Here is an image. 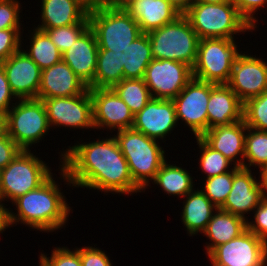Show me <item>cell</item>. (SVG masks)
Segmentation results:
<instances>
[{"mask_svg": "<svg viewBox=\"0 0 267 266\" xmlns=\"http://www.w3.org/2000/svg\"><path fill=\"white\" fill-rule=\"evenodd\" d=\"M6 133V113L0 111V136Z\"/></svg>", "mask_w": 267, "mask_h": 266, "instance_id": "obj_48", "label": "cell"}, {"mask_svg": "<svg viewBox=\"0 0 267 266\" xmlns=\"http://www.w3.org/2000/svg\"><path fill=\"white\" fill-rule=\"evenodd\" d=\"M82 266H112L110 259L97 247H84L78 249Z\"/></svg>", "mask_w": 267, "mask_h": 266, "instance_id": "obj_41", "label": "cell"}, {"mask_svg": "<svg viewBox=\"0 0 267 266\" xmlns=\"http://www.w3.org/2000/svg\"><path fill=\"white\" fill-rule=\"evenodd\" d=\"M31 150H21L19 154L2 169L0 200L7 198L12 204L19 196L37 189L51 175L50 168Z\"/></svg>", "mask_w": 267, "mask_h": 266, "instance_id": "obj_7", "label": "cell"}, {"mask_svg": "<svg viewBox=\"0 0 267 266\" xmlns=\"http://www.w3.org/2000/svg\"><path fill=\"white\" fill-rule=\"evenodd\" d=\"M20 3L17 0H0V30L21 29Z\"/></svg>", "mask_w": 267, "mask_h": 266, "instance_id": "obj_38", "label": "cell"}, {"mask_svg": "<svg viewBox=\"0 0 267 266\" xmlns=\"http://www.w3.org/2000/svg\"><path fill=\"white\" fill-rule=\"evenodd\" d=\"M42 24L37 29H49L82 22L89 7L82 0H42Z\"/></svg>", "mask_w": 267, "mask_h": 266, "instance_id": "obj_23", "label": "cell"}, {"mask_svg": "<svg viewBox=\"0 0 267 266\" xmlns=\"http://www.w3.org/2000/svg\"><path fill=\"white\" fill-rule=\"evenodd\" d=\"M89 27V17L87 16L82 22L74 25L39 30L45 31L63 54Z\"/></svg>", "mask_w": 267, "mask_h": 266, "instance_id": "obj_35", "label": "cell"}, {"mask_svg": "<svg viewBox=\"0 0 267 266\" xmlns=\"http://www.w3.org/2000/svg\"><path fill=\"white\" fill-rule=\"evenodd\" d=\"M244 103L227 84H216L207 105L208 129L243 120Z\"/></svg>", "mask_w": 267, "mask_h": 266, "instance_id": "obj_22", "label": "cell"}, {"mask_svg": "<svg viewBox=\"0 0 267 266\" xmlns=\"http://www.w3.org/2000/svg\"><path fill=\"white\" fill-rule=\"evenodd\" d=\"M40 266H45L41 261L39 262Z\"/></svg>", "mask_w": 267, "mask_h": 266, "instance_id": "obj_53", "label": "cell"}, {"mask_svg": "<svg viewBox=\"0 0 267 266\" xmlns=\"http://www.w3.org/2000/svg\"><path fill=\"white\" fill-rule=\"evenodd\" d=\"M216 213V214H215ZM203 232L212 243L206 246L207 255L217 246L238 237L247 229V219L220 208L215 210Z\"/></svg>", "mask_w": 267, "mask_h": 266, "instance_id": "obj_26", "label": "cell"}, {"mask_svg": "<svg viewBox=\"0 0 267 266\" xmlns=\"http://www.w3.org/2000/svg\"><path fill=\"white\" fill-rule=\"evenodd\" d=\"M122 79H124L123 68H119V62L114 52L98 49L93 88H113Z\"/></svg>", "mask_w": 267, "mask_h": 266, "instance_id": "obj_30", "label": "cell"}, {"mask_svg": "<svg viewBox=\"0 0 267 266\" xmlns=\"http://www.w3.org/2000/svg\"><path fill=\"white\" fill-rule=\"evenodd\" d=\"M208 257L212 266H266L267 243L246 229L238 237L215 247Z\"/></svg>", "mask_w": 267, "mask_h": 266, "instance_id": "obj_10", "label": "cell"}, {"mask_svg": "<svg viewBox=\"0 0 267 266\" xmlns=\"http://www.w3.org/2000/svg\"><path fill=\"white\" fill-rule=\"evenodd\" d=\"M0 65L16 99H38L42 70L22 48Z\"/></svg>", "mask_w": 267, "mask_h": 266, "instance_id": "obj_16", "label": "cell"}, {"mask_svg": "<svg viewBox=\"0 0 267 266\" xmlns=\"http://www.w3.org/2000/svg\"><path fill=\"white\" fill-rule=\"evenodd\" d=\"M177 116L172 100L151 98L147 105L134 115L132 129L149 138H166L177 125Z\"/></svg>", "mask_w": 267, "mask_h": 266, "instance_id": "obj_17", "label": "cell"}, {"mask_svg": "<svg viewBox=\"0 0 267 266\" xmlns=\"http://www.w3.org/2000/svg\"><path fill=\"white\" fill-rule=\"evenodd\" d=\"M153 59H168L195 65L199 37L189 20L180 15L175 21L147 33Z\"/></svg>", "mask_w": 267, "mask_h": 266, "instance_id": "obj_5", "label": "cell"}, {"mask_svg": "<svg viewBox=\"0 0 267 266\" xmlns=\"http://www.w3.org/2000/svg\"><path fill=\"white\" fill-rule=\"evenodd\" d=\"M265 197L262 179L257 181L250 169L240 168L233 176L231 191L220 209L246 218L244 214L254 211Z\"/></svg>", "mask_w": 267, "mask_h": 266, "instance_id": "obj_18", "label": "cell"}, {"mask_svg": "<svg viewBox=\"0 0 267 266\" xmlns=\"http://www.w3.org/2000/svg\"><path fill=\"white\" fill-rule=\"evenodd\" d=\"M245 103L267 90V63L261 58L239 54L226 83Z\"/></svg>", "mask_w": 267, "mask_h": 266, "instance_id": "obj_14", "label": "cell"}, {"mask_svg": "<svg viewBox=\"0 0 267 266\" xmlns=\"http://www.w3.org/2000/svg\"><path fill=\"white\" fill-rule=\"evenodd\" d=\"M136 1L139 0H101V3L110 9L127 10Z\"/></svg>", "mask_w": 267, "mask_h": 266, "instance_id": "obj_45", "label": "cell"}, {"mask_svg": "<svg viewBox=\"0 0 267 266\" xmlns=\"http://www.w3.org/2000/svg\"><path fill=\"white\" fill-rule=\"evenodd\" d=\"M153 182L159 185L165 193L179 195L182 198L194 190L190 173L181 166L168 164L167 161L161 165Z\"/></svg>", "mask_w": 267, "mask_h": 266, "instance_id": "obj_28", "label": "cell"}, {"mask_svg": "<svg viewBox=\"0 0 267 266\" xmlns=\"http://www.w3.org/2000/svg\"><path fill=\"white\" fill-rule=\"evenodd\" d=\"M88 17L98 49L127 48L142 34L137 21L126 10L110 9L101 2L89 8Z\"/></svg>", "mask_w": 267, "mask_h": 266, "instance_id": "obj_6", "label": "cell"}, {"mask_svg": "<svg viewBox=\"0 0 267 266\" xmlns=\"http://www.w3.org/2000/svg\"><path fill=\"white\" fill-rule=\"evenodd\" d=\"M61 175L74 187L121 194L142 189L133 181L126 158L114 137L79 143L61 154Z\"/></svg>", "mask_w": 267, "mask_h": 266, "instance_id": "obj_1", "label": "cell"}, {"mask_svg": "<svg viewBox=\"0 0 267 266\" xmlns=\"http://www.w3.org/2000/svg\"><path fill=\"white\" fill-rule=\"evenodd\" d=\"M2 168L0 167V183H1Z\"/></svg>", "mask_w": 267, "mask_h": 266, "instance_id": "obj_52", "label": "cell"}, {"mask_svg": "<svg viewBox=\"0 0 267 266\" xmlns=\"http://www.w3.org/2000/svg\"><path fill=\"white\" fill-rule=\"evenodd\" d=\"M112 89L128 105L134 115L140 112L152 98L143 78L122 79Z\"/></svg>", "mask_w": 267, "mask_h": 266, "instance_id": "obj_31", "label": "cell"}, {"mask_svg": "<svg viewBox=\"0 0 267 266\" xmlns=\"http://www.w3.org/2000/svg\"><path fill=\"white\" fill-rule=\"evenodd\" d=\"M87 89L88 86L62 60L42 70L38 99L76 96Z\"/></svg>", "mask_w": 267, "mask_h": 266, "instance_id": "obj_20", "label": "cell"}, {"mask_svg": "<svg viewBox=\"0 0 267 266\" xmlns=\"http://www.w3.org/2000/svg\"><path fill=\"white\" fill-rule=\"evenodd\" d=\"M182 15L191 7L192 0H167Z\"/></svg>", "mask_w": 267, "mask_h": 266, "instance_id": "obj_47", "label": "cell"}, {"mask_svg": "<svg viewBox=\"0 0 267 266\" xmlns=\"http://www.w3.org/2000/svg\"><path fill=\"white\" fill-rule=\"evenodd\" d=\"M2 201L0 200V233L5 231L6 228L10 227L9 224V209L5 208Z\"/></svg>", "mask_w": 267, "mask_h": 266, "instance_id": "obj_46", "label": "cell"}, {"mask_svg": "<svg viewBox=\"0 0 267 266\" xmlns=\"http://www.w3.org/2000/svg\"><path fill=\"white\" fill-rule=\"evenodd\" d=\"M31 34L30 50L23 51L39 66L41 70L62 61V53L53 44L45 31L35 28Z\"/></svg>", "mask_w": 267, "mask_h": 266, "instance_id": "obj_29", "label": "cell"}, {"mask_svg": "<svg viewBox=\"0 0 267 266\" xmlns=\"http://www.w3.org/2000/svg\"><path fill=\"white\" fill-rule=\"evenodd\" d=\"M236 6L239 14L249 23L252 28H256L257 20L253 16L255 12L265 6L267 0H231Z\"/></svg>", "mask_w": 267, "mask_h": 266, "instance_id": "obj_42", "label": "cell"}, {"mask_svg": "<svg viewBox=\"0 0 267 266\" xmlns=\"http://www.w3.org/2000/svg\"><path fill=\"white\" fill-rule=\"evenodd\" d=\"M16 98L11 91L10 85L8 83L5 71L0 65V111L7 113L9 111L11 99Z\"/></svg>", "mask_w": 267, "mask_h": 266, "instance_id": "obj_44", "label": "cell"}, {"mask_svg": "<svg viewBox=\"0 0 267 266\" xmlns=\"http://www.w3.org/2000/svg\"><path fill=\"white\" fill-rule=\"evenodd\" d=\"M184 198L182 210V222L190 236L203 233L212 218L214 210L218 208L202 193L201 190H193Z\"/></svg>", "mask_w": 267, "mask_h": 266, "instance_id": "obj_27", "label": "cell"}, {"mask_svg": "<svg viewBox=\"0 0 267 266\" xmlns=\"http://www.w3.org/2000/svg\"><path fill=\"white\" fill-rule=\"evenodd\" d=\"M239 54L234 39H200L192 75L201 81L226 84Z\"/></svg>", "mask_w": 267, "mask_h": 266, "instance_id": "obj_9", "label": "cell"}, {"mask_svg": "<svg viewBox=\"0 0 267 266\" xmlns=\"http://www.w3.org/2000/svg\"><path fill=\"white\" fill-rule=\"evenodd\" d=\"M243 120L247 127L267 131V90L244 103Z\"/></svg>", "mask_w": 267, "mask_h": 266, "instance_id": "obj_36", "label": "cell"}, {"mask_svg": "<svg viewBox=\"0 0 267 266\" xmlns=\"http://www.w3.org/2000/svg\"><path fill=\"white\" fill-rule=\"evenodd\" d=\"M245 135L244 163L242 168L250 169V166H258L260 173L267 167V131L247 127Z\"/></svg>", "mask_w": 267, "mask_h": 266, "instance_id": "obj_32", "label": "cell"}, {"mask_svg": "<svg viewBox=\"0 0 267 266\" xmlns=\"http://www.w3.org/2000/svg\"><path fill=\"white\" fill-rule=\"evenodd\" d=\"M98 48L95 34L89 27L74 44L62 54V60L89 89H93Z\"/></svg>", "mask_w": 267, "mask_h": 266, "instance_id": "obj_19", "label": "cell"}, {"mask_svg": "<svg viewBox=\"0 0 267 266\" xmlns=\"http://www.w3.org/2000/svg\"><path fill=\"white\" fill-rule=\"evenodd\" d=\"M254 212L255 221L253 223L247 220V229L267 243V196L254 209Z\"/></svg>", "mask_w": 267, "mask_h": 266, "instance_id": "obj_40", "label": "cell"}, {"mask_svg": "<svg viewBox=\"0 0 267 266\" xmlns=\"http://www.w3.org/2000/svg\"><path fill=\"white\" fill-rule=\"evenodd\" d=\"M123 68L124 79L144 78L146 68L153 60L147 33H142L127 48L111 49Z\"/></svg>", "mask_w": 267, "mask_h": 266, "instance_id": "obj_25", "label": "cell"}, {"mask_svg": "<svg viewBox=\"0 0 267 266\" xmlns=\"http://www.w3.org/2000/svg\"><path fill=\"white\" fill-rule=\"evenodd\" d=\"M192 78V68L185 63L153 59L143 79L152 98L173 100Z\"/></svg>", "mask_w": 267, "mask_h": 266, "instance_id": "obj_12", "label": "cell"}, {"mask_svg": "<svg viewBox=\"0 0 267 266\" xmlns=\"http://www.w3.org/2000/svg\"><path fill=\"white\" fill-rule=\"evenodd\" d=\"M90 94L93 102L94 128H132L134 114L112 88H93L90 89Z\"/></svg>", "mask_w": 267, "mask_h": 266, "instance_id": "obj_15", "label": "cell"}, {"mask_svg": "<svg viewBox=\"0 0 267 266\" xmlns=\"http://www.w3.org/2000/svg\"><path fill=\"white\" fill-rule=\"evenodd\" d=\"M42 101L50 127L94 128L93 102L89 88L76 96L54 97Z\"/></svg>", "mask_w": 267, "mask_h": 266, "instance_id": "obj_13", "label": "cell"}, {"mask_svg": "<svg viewBox=\"0 0 267 266\" xmlns=\"http://www.w3.org/2000/svg\"><path fill=\"white\" fill-rule=\"evenodd\" d=\"M21 29L0 30V62L8 59L22 47Z\"/></svg>", "mask_w": 267, "mask_h": 266, "instance_id": "obj_39", "label": "cell"}, {"mask_svg": "<svg viewBox=\"0 0 267 266\" xmlns=\"http://www.w3.org/2000/svg\"><path fill=\"white\" fill-rule=\"evenodd\" d=\"M22 149L15 141L4 133L0 136V167L5 168L21 151Z\"/></svg>", "mask_w": 267, "mask_h": 266, "instance_id": "obj_43", "label": "cell"}, {"mask_svg": "<svg viewBox=\"0 0 267 266\" xmlns=\"http://www.w3.org/2000/svg\"><path fill=\"white\" fill-rule=\"evenodd\" d=\"M89 8L101 2V0H82Z\"/></svg>", "mask_w": 267, "mask_h": 266, "instance_id": "obj_51", "label": "cell"}, {"mask_svg": "<svg viewBox=\"0 0 267 266\" xmlns=\"http://www.w3.org/2000/svg\"><path fill=\"white\" fill-rule=\"evenodd\" d=\"M215 83L192 78L185 88L172 100L177 120L181 119L194 133L201 137L208 130L207 105L210 91Z\"/></svg>", "mask_w": 267, "mask_h": 266, "instance_id": "obj_11", "label": "cell"}, {"mask_svg": "<svg viewBox=\"0 0 267 266\" xmlns=\"http://www.w3.org/2000/svg\"><path fill=\"white\" fill-rule=\"evenodd\" d=\"M12 104L6 113V133L22 150H29L49 132L45 105L37 98L19 99L18 103Z\"/></svg>", "mask_w": 267, "mask_h": 266, "instance_id": "obj_8", "label": "cell"}, {"mask_svg": "<svg viewBox=\"0 0 267 266\" xmlns=\"http://www.w3.org/2000/svg\"><path fill=\"white\" fill-rule=\"evenodd\" d=\"M232 168L229 172L206 179L202 193L219 209L221 208L231 191L233 176L240 169Z\"/></svg>", "mask_w": 267, "mask_h": 266, "instance_id": "obj_33", "label": "cell"}, {"mask_svg": "<svg viewBox=\"0 0 267 266\" xmlns=\"http://www.w3.org/2000/svg\"><path fill=\"white\" fill-rule=\"evenodd\" d=\"M183 15L199 39H234V34L254 29L239 14L231 0L226 3L192 4Z\"/></svg>", "mask_w": 267, "mask_h": 266, "instance_id": "obj_4", "label": "cell"}, {"mask_svg": "<svg viewBox=\"0 0 267 266\" xmlns=\"http://www.w3.org/2000/svg\"><path fill=\"white\" fill-rule=\"evenodd\" d=\"M200 151V167L202 172L207 174L206 178H211L226 172H229L228 168L232 163L219 151L211 148L201 137H196Z\"/></svg>", "mask_w": 267, "mask_h": 266, "instance_id": "obj_34", "label": "cell"}, {"mask_svg": "<svg viewBox=\"0 0 267 266\" xmlns=\"http://www.w3.org/2000/svg\"><path fill=\"white\" fill-rule=\"evenodd\" d=\"M230 0H192V4H203V3H226Z\"/></svg>", "mask_w": 267, "mask_h": 266, "instance_id": "obj_49", "label": "cell"}, {"mask_svg": "<svg viewBox=\"0 0 267 266\" xmlns=\"http://www.w3.org/2000/svg\"><path fill=\"white\" fill-rule=\"evenodd\" d=\"M40 260L45 266H82L78 248L71 251L67 247L53 249L51 257L41 253Z\"/></svg>", "mask_w": 267, "mask_h": 266, "instance_id": "obj_37", "label": "cell"}, {"mask_svg": "<svg viewBox=\"0 0 267 266\" xmlns=\"http://www.w3.org/2000/svg\"><path fill=\"white\" fill-rule=\"evenodd\" d=\"M117 132L114 138L126 158L133 181L144 190L166 161L165 151L155 139L132 128Z\"/></svg>", "mask_w": 267, "mask_h": 266, "instance_id": "obj_3", "label": "cell"}, {"mask_svg": "<svg viewBox=\"0 0 267 266\" xmlns=\"http://www.w3.org/2000/svg\"><path fill=\"white\" fill-rule=\"evenodd\" d=\"M247 126L244 120L232 123L230 125L217 126L208 129L201 138L214 150L219 151L235 167L242 168L244 162L245 133ZM241 155V159L237 157ZM238 158L237 160H235ZM242 160V161H241Z\"/></svg>", "mask_w": 267, "mask_h": 266, "instance_id": "obj_21", "label": "cell"}, {"mask_svg": "<svg viewBox=\"0 0 267 266\" xmlns=\"http://www.w3.org/2000/svg\"><path fill=\"white\" fill-rule=\"evenodd\" d=\"M126 11L137 21L142 33L158 29L182 15L167 0H139Z\"/></svg>", "mask_w": 267, "mask_h": 266, "instance_id": "obj_24", "label": "cell"}, {"mask_svg": "<svg viewBox=\"0 0 267 266\" xmlns=\"http://www.w3.org/2000/svg\"><path fill=\"white\" fill-rule=\"evenodd\" d=\"M260 177H261L262 182H263L265 195L267 196V167L260 173Z\"/></svg>", "mask_w": 267, "mask_h": 266, "instance_id": "obj_50", "label": "cell"}, {"mask_svg": "<svg viewBox=\"0 0 267 266\" xmlns=\"http://www.w3.org/2000/svg\"><path fill=\"white\" fill-rule=\"evenodd\" d=\"M52 175L37 189L19 196L13 202L18 213L9 210V224L17 222L40 231L53 232L62 228L71 208Z\"/></svg>", "mask_w": 267, "mask_h": 266, "instance_id": "obj_2", "label": "cell"}]
</instances>
